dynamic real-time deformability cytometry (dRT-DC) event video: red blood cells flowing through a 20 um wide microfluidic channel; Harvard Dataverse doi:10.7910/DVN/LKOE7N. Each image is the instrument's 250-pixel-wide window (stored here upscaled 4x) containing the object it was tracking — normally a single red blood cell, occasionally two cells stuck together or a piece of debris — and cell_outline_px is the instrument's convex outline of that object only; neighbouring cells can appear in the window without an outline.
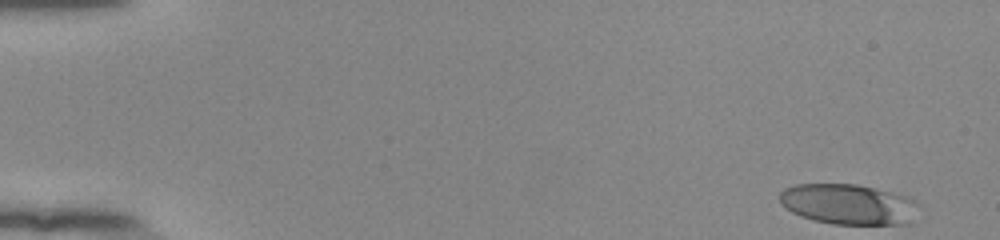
{"species": "human", "species_latin": "Homo sapiens", "temperature_condition": "room temperature", "stored_images_in_passage": 52, "camera_frame_rate_fps": 3000, "um_per_image_px": 0.085, "donor": {"sex": "female"}, "frame": {"image": 1, "passage_image": 1, "time_ms": 0.0, "image_size_px": [1000, 240], "cell_outline_px": [[920, 204], [908, 224], [832, 224], [812, 220], [800, 216], [792, 212], [780, 204], [780, 192], [784, 188], [796, 184], [856, 184], [908, 196]], "centroid_in_image_um": [72.09, 17.36], "position_along_channel_um": 12.9, "area_um2": 32.83}}
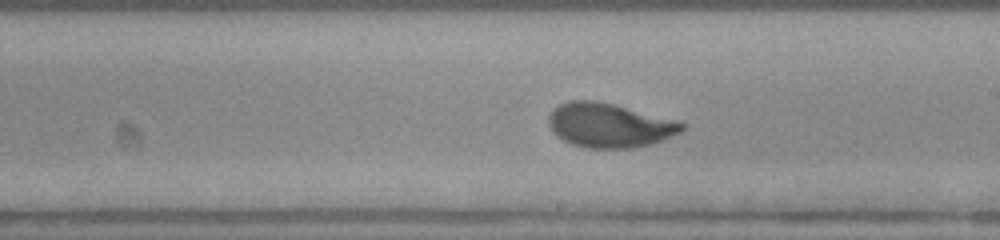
{"frame": {"image": 2, "passage_image": 30, "time_ms": 9.667, "image_size_px": [1000, 240], "cell_outline_px": [[684, 128], [680, 132], [652, 144], [632, 148], [584, 148], [572, 144], [556, 136], [552, 132], [548, 124], [548, 116], [560, 104], [568, 100], [596, 100], [612, 104], [684, 124]], "centroid_in_image_um": [51.7, 10.67], "position_along_channel_um": 237.3, "area_um2": 33.76}}
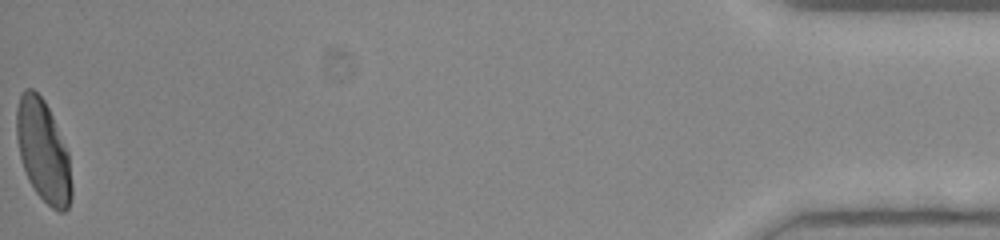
{"frame": {"image": 3, "passage_image": 52, "time_ms": 17.0, "image_size_px": [1000, 240], "cell_outline_px": [[72, 196], [68, 208], [64, 212], [60, 212], [52, 208], [36, 192], [28, 180], [20, 156], [16, 136], [16, 108], [20, 92], [24, 88], [32, 88], [44, 100], [52, 116], [68, 152], [72, 184]], "centroid_in_image_um": [3.66, 12.83], "position_along_channel_um": 431.5, "area_um2": 32.66}, "authors_computed_cell_mechanics": {"area_um2": 33.524, "velocity_mm_per_s": 3.8886, "shape_relaxation_time_tau1_ms": 3.6506, "shape_relaxation_time_tau2_ms": 0.7905, "deformation_change_tau1": 0.2061, "deformation_change_tau2": 0.0608}}